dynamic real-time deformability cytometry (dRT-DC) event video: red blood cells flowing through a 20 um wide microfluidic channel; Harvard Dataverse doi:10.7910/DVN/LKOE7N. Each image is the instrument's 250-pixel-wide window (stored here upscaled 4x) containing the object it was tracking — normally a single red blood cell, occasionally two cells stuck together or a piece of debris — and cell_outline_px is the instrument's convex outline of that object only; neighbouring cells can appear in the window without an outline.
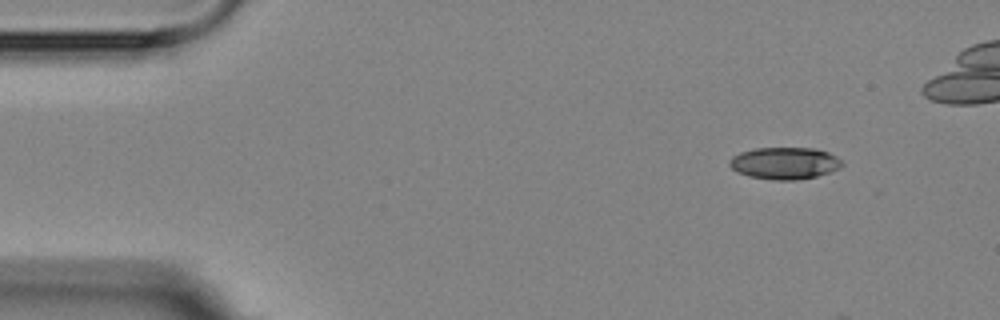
{"species": "Egyptian fruit bat (a non-hibernating species)", "species_latin": "Rousettus aegyptiacus", "temperature_condition": "room temperature", "stored_images_in_passage": 7, "camera_frame_rate_fps": 3000, "um_per_image_px": 0.085, "animal": {"sex": "female"}, "frame": {"image": 1, "passage_image": 1, "time_ms": 0.0, "image_size_px": [1000, 320], "cell_outline_px": [[844, 164], [840, 168], [816, 176], [796, 180], [772, 180], [748, 176], [736, 172], [728, 164], [728, 160], [732, 156], [740, 152], [756, 148], [816, 148], [828, 152], [836, 156]], "centroid_in_image_um": [66.66, 13.87], "position_along_channel_um": 18.3, "area_um2": 21.1}}